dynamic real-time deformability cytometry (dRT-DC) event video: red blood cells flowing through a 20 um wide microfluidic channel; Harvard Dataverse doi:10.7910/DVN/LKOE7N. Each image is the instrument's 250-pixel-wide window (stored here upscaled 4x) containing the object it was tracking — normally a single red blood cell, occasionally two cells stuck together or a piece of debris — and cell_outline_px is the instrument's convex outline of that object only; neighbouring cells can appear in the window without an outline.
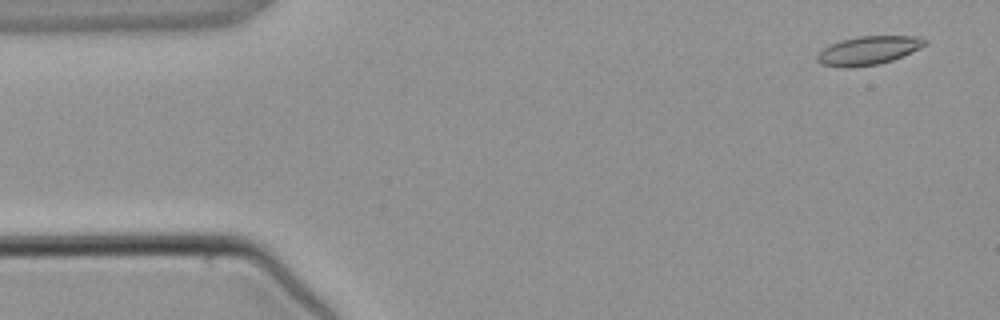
{"species": "common noctule bat (a hibernating species)", "species_latin": "Nyctalus noctula", "temperature_condition": "warm", "stored_images_in_passage": 4, "camera_frame_rate_fps": 3000, "um_per_image_px": 0.085, "animal": {"sex": "male", "body_mass_g": 21.5, "forearm_length_mm": 52.0}, "frame": {"image": 1, "passage_image": 4, "time_ms": 3.667, "image_size_px": [1000, 320], "cell_outline_px": [[928, 40], [920, 48], [892, 60], [880, 64], [852, 68], [840, 68], [820, 64], [816, 60], [816, 56], [828, 44], [840, 40], [860, 36], [920, 36]], "centroid_in_image_um": [73.76, 4.3], "position_along_channel_um": 11.2, "area_um2": 18.15}}